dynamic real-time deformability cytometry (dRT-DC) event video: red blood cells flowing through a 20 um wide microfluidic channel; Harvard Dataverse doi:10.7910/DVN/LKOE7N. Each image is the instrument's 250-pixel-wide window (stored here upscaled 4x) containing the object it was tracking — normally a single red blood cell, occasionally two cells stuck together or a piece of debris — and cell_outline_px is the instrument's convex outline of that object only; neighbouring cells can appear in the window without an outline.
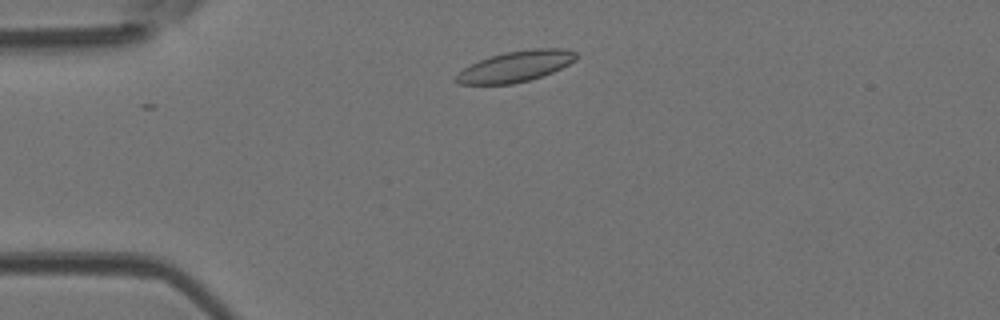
{"species": "Egyptian fruit bat (a non-hibernating species)", "species_latin": "Rousettus aegyptiacus", "temperature_condition": "room temperature", "stored_images_in_passage": 38, "camera_frame_rate_fps": 3000, "um_per_image_px": 0.085, "animal": {"sex": "female"}, "frame": {"image": 1, "passage_image": 1, "time_ms": 0.0, "image_size_px": [1000, 320], "cell_outline_px": [[580, 56], [576, 60], [552, 72], [528, 80], [512, 84], [460, 84], [456, 80], [456, 76], [464, 68], [480, 60], [504, 52], [532, 48], [564, 48], [576, 52]], "centroid_in_image_um": [43.89, 5.62], "position_along_channel_um": 41.1, "area_um2": 21.33}}
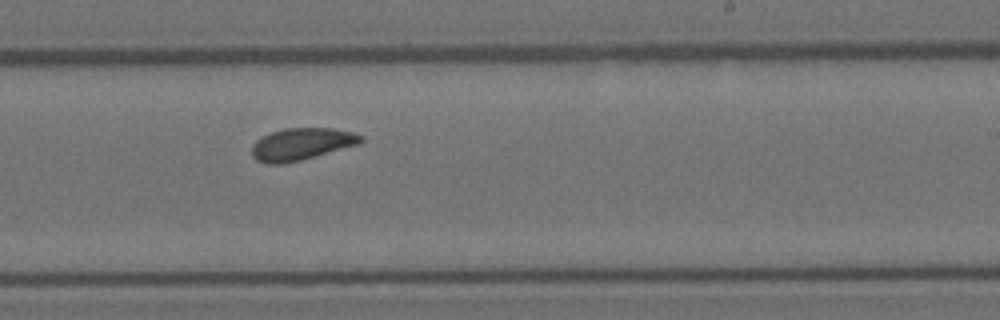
{"frame": {"image": 2, "passage_image": 19, "time_ms": 6.0, "image_size_px": [1000, 320], "cell_outline_px": [[364, 140], [360, 144], [300, 160], [280, 164], [268, 164], [256, 160], [252, 156], [252, 144], [260, 136], [284, 128], [332, 128], [352, 132], [360, 136]], "centroid_in_image_um": [25.59, 12.24], "position_along_channel_um": 263.4, "area_um2": 20.35}}
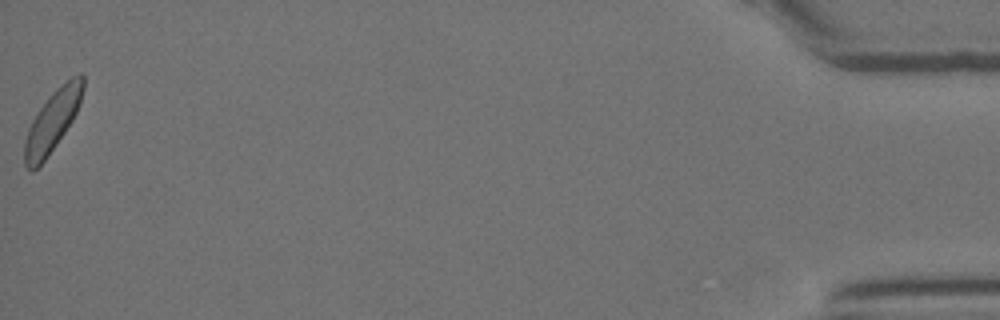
{"frame": {"image": 3, "passage_image": 38, "time_ms": 12.333, "image_size_px": [1000, 320], "cell_outline_px": [[84, 88], [80, 104], [72, 120], [56, 144], [44, 160], [32, 172], [24, 164], [24, 140], [28, 128], [32, 120], [48, 96], [56, 88], [72, 76], [80, 72], [84, 72]], "centroid_in_image_um": [4.46, 10.24], "position_along_channel_um": 430.7, "area_um2": 20.69}, "authors_computed_cell_mechanics": {"area_um2": 20.3745, "velocity_mm_per_s": 4.1711, "shape_relaxation_time_tau1_ms": 3.3376, "shape_relaxation_time_tau2_ms": null, "deformation_change_tau1": 0.0678, "deformation_change_tau2": null}}